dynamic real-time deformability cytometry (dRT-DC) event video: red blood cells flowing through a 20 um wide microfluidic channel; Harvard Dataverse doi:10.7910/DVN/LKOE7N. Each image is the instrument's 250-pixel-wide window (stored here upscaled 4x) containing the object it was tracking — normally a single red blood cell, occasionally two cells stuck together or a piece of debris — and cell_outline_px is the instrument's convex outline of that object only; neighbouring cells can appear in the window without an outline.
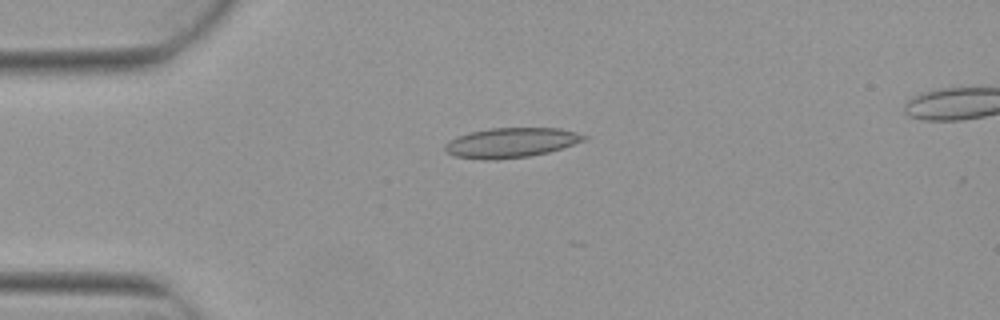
{"species": "Egyptian fruit bat (a non-hibernating species)", "species_latin": "Rousettus aegyptiacus", "temperature_condition": "warm", "stored_images_in_passage": 7, "camera_frame_rate_fps": 3000, "um_per_image_px": 0.085, "animal": {"sex": "female"}, "frame": {"image": 1, "passage_image": 3, "time_ms": 0.667, "image_size_px": [1000, 320], "cell_outline_px": [[588, 136], [584, 140], [548, 152], [528, 156], [496, 160], [484, 160], [452, 156], [444, 152], [444, 144], [448, 140], [456, 136], [488, 128], [560, 128], [576, 132]], "centroid_in_image_um": [43.35, 12.13], "position_along_channel_um": 41.6, "area_um2": 24.22}}
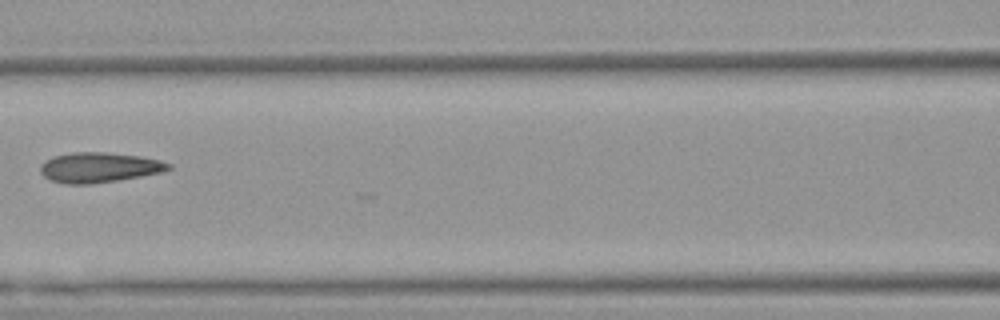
{"frame": {"image": 2, "passage_image": 6, "time_ms": 1.667, "image_size_px": [1000, 320], "cell_outline_px": [[172, 168], [160, 172], [140, 176], [116, 180], [88, 184], [64, 184], [52, 180], [44, 176], [40, 172], [40, 164], [44, 160], [52, 156], [72, 152], [104, 152], [140, 156], [160, 160], [172, 164]], "centroid_in_image_um": [8.38, 14.22], "position_along_channel_um": 158.2, "area_um2": 22.43}}
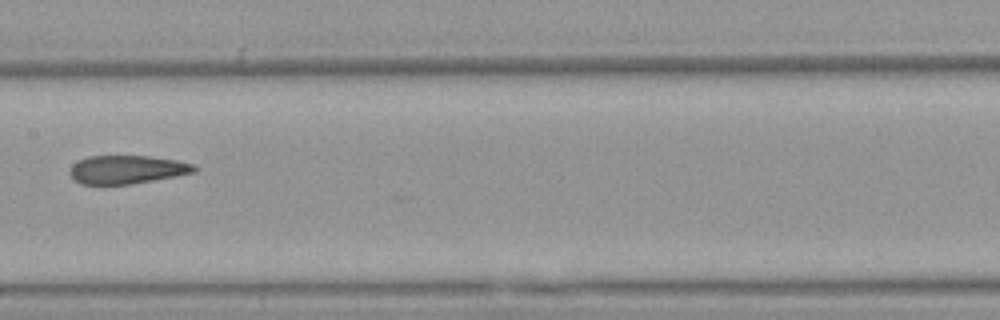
{"frame": {"image": 3, "passage_image": 7, "time_ms": 2.0, "image_size_px": [1000, 320], "cell_outline_px": [[200, 168], [196, 172], [176, 176], [128, 184], [80, 184], [68, 172], [72, 164], [88, 156], [152, 156], [176, 160], [196, 164]], "centroid_in_image_um": [10.84, 14.4], "position_along_channel_um": 196.6, "area_um2": 20.63}}